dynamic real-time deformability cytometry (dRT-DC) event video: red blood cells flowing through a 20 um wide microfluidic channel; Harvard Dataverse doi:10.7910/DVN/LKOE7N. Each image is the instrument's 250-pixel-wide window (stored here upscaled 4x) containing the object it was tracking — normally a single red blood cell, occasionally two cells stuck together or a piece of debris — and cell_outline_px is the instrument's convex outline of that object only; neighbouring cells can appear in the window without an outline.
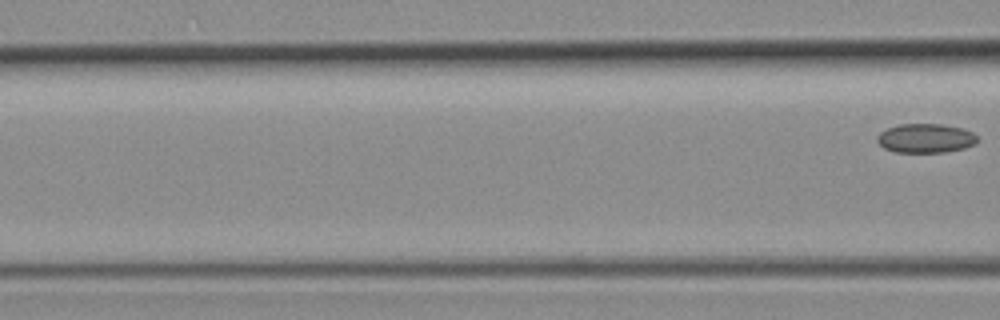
{"species": "common noctule bat (a hibernating species)", "species_latin": "Nyctalus noctula", "temperature_condition": "room temperature", "stored_images_in_passage": 5, "segment_of_instrument_passage": [2, 2], "camera_frame_rate_fps": 3000, "um_per_image_px": 0.085, "animal": {"sex": "female", "body_mass_g": 19.3, "forearm_length_mm": 54.1}, "frame": {"image": 1, "passage_image": 5, "time_ms": 4.667, "image_size_px": [1000, 320], "cell_outline_px": [[980, 140], [976, 144], [964, 148], [944, 152], [892, 152], [884, 148], [876, 140], [876, 136], [880, 132], [888, 128], [900, 124], [940, 124], [960, 128], [972, 132], [980, 136]], "centroid_in_image_um": [78.7, 11.76], "position_along_channel_um": 87.9, "area_um2": 17.17}}